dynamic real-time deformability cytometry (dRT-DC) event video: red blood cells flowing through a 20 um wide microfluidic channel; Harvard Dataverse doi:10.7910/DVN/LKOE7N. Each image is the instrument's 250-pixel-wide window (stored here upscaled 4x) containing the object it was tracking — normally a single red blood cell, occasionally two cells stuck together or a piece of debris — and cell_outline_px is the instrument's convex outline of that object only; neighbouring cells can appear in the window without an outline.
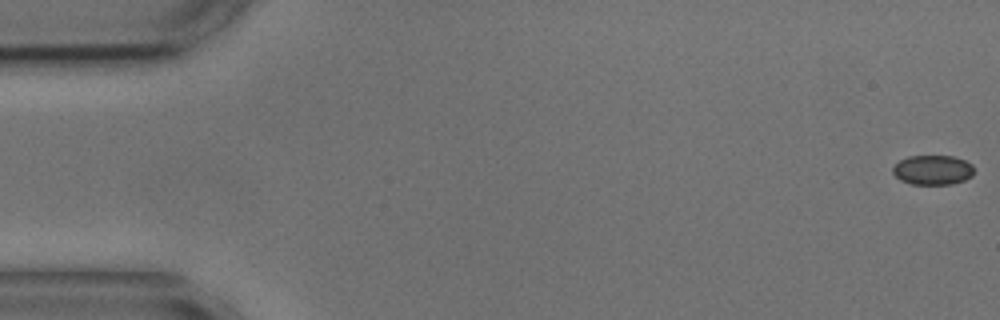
{"species": "common noctule bat (a hibernating species)", "species_latin": "Nyctalus noctula", "temperature_condition": "cold", "stored_images_in_passage": 56, "camera_frame_rate_fps": 3000, "um_per_image_px": 0.085, "animal": {"sex": "male", "body_mass_g": 17.9, "forearm_length_mm": 54.2}, "frame": {"image": 1, "passage_image": 1, "time_ms": 0.0, "image_size_px": [1000, 320], "cell_outline_px": [[972, 176], [964, 180], [952, 184], [912, 184], [900, 180], [892, 172], [892, 168], [900, 160], [908, 156], [952, 156], [964, 160], [972, 164]], "centroid_in_image_um": [79.26, 14.45], "position_along_channel_um": 5.7, "area_um2": 13.93}}
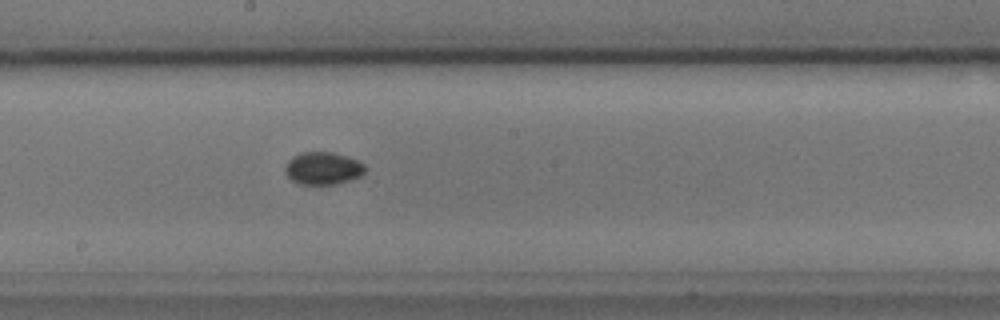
{"frame": {"image": 2, "passage_image": 30, "time_ms": 9.667, "image_size_px": [1000, 320], "cell_outline_px": [[364, 172], [360, 176], [336, 184], [300, 184], [292, 180], [284, 172], [284, 168], [288, 160], [292, 156], [304, 152], [332, 152], [356, 160], [364, 164]], "centroid_in_image_um": [27.41, 14.3], "position_along_channel_um": 220.8, "area_um2": 14.97}}
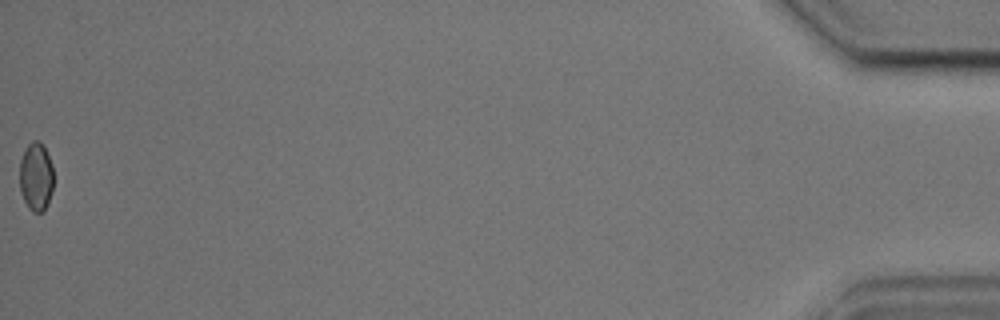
{"frame": {"image": 3, "passage_image": 56, "time_ms": 18.333, "image_size_px": [1000, 320], "cell_outline_px": [[52, 192], [48, 204], [44, 212], [32, 212], [28, 208], [20, 192], [20, 160], [24, 148], [32, 140], [40, 140], [44, 144], [52, 164]], "centroid_in_image_um": [3.06, 15.0], "position_along_channel_um": 432.1, "area_um2": 13.87}, "authors_computed_cell_mechanics": {"area_um2": 14.3344, "velocity_mm_per_s": 3.6057, "shape_relaxation_time_tau1_ms": 1.0404, "shape_relaxation_time_tau2_ms": null, "deformation_change_tau1": 0.0322, "deformation_change_tau2": null}}